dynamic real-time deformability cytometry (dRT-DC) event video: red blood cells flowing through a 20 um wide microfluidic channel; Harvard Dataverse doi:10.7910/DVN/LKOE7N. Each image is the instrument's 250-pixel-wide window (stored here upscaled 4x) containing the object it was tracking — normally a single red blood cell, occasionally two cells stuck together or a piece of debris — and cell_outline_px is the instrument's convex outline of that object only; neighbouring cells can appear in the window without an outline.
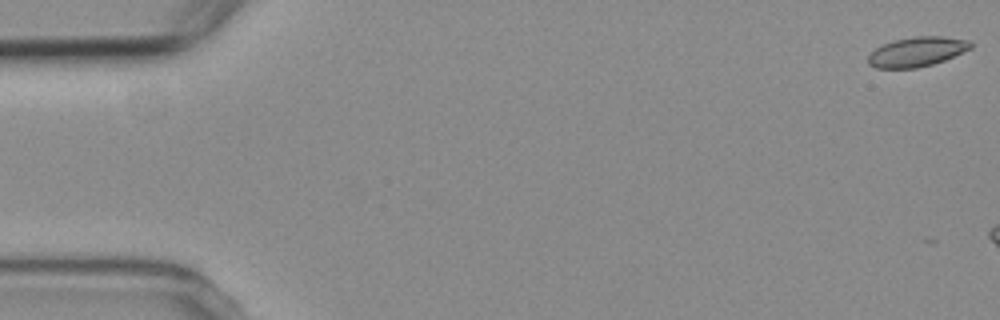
{"species": "common noctule bat (a hibernating species)", "species_latin": "Nyctalus noctula", "temperature_condition": "room temperature", "stored_images_in_passage": 7, "camera_frame_rate_fps": 3000, "um_per_image_px": 0.085, "animal": {"sex": "female", "body_mass_g": 19.3, "forearm_length_mm": 54.1}, "frame": {"image": 1, "passage_image": 1, "time_ms": 0.0, "image_size_px": [1000, 320], "cell_outline_px": [[972, 48], [944, 60], [932, 64], [916, 68], [876, 68], [868, 64], [868, 56], [876, 48], [884, 44], [896, 40], [916, 36], [940, 36], [968, 40], [972, 44]], "centroid_in_image_um": [77.94, 4.4], "position_along_channel_um": 7.1, "area_um2": 17.46}}